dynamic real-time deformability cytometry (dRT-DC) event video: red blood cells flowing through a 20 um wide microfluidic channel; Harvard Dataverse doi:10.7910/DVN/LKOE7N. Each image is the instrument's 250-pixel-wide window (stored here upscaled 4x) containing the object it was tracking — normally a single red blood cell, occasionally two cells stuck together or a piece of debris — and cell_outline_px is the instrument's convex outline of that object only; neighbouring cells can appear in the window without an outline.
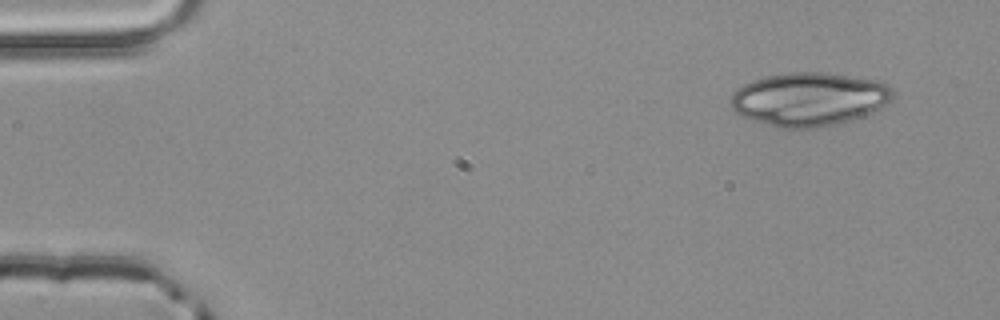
{"species": "common noctule bat (a hibernating species)", "species_latin": "Nyctalus noctula", "temperature_condition": "room temperature", "stored_images_in_passage": 3, "camera_frame_rate_fps": 3000, "um_per_image_px": 0.085, "animal": {"sex": "male", "body_mass_g": 20.4}, "frame": {"image": 1, "passage_image": 1, "time_ms": 0.0, "image_size_px": [1000, 320], "cell_outline_px": [[896, 92], [892, 100], [880, 108], [852, 120], [836, 124], [816, 128], [776, 128], [740, 116], [732, 112], [732, 92], [736, 88], [752, 80], [764, 76], [788, 72], [824, 72], [880, 80], [892, 88]], "centroid_in_image_um": [68.77, 8.42], "position_along_channel_um": 16.2, "area_um2": 51.21}}